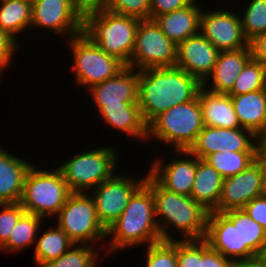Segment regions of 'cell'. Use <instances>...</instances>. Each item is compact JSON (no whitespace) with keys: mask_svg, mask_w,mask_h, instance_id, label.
<instances>
[{"mask_svg":"<svg viewBox=\"0 0 266 267\" xmlns=\"http://www.w3.org/2000/svg\"><path fill=\"white\" fill-rule=\"evenodd\" d=\"M71 193L58 168L39 170L32 164L24 181L20 204L27 213L51 219L59 213Z\"/></svg>","mask_w":266,"mask_h":267,"instance_id":"cell-6","label":"cell"},{"mask_svg":"<svg viewBox=\"0 0 266 267\" xmlns=\"http://www.w3.org/2000/svg\"><path fill=\"white\" fill-rule=\"evenodd\" d=\"M31 166L0 147V203H20Z\"/></svg>","mask_w":266,"mask_h":267,"instance_id":"cell-22","label":"cell"},{"mask_svg":"<svg viewBox=\"0 0 266 267\" xmlns=\"http://www.w3.org/2000/svg\"><path fill=\"white\" fill-rule=\"evenodd\" d=\"M36 239L34 260L38 267L59 258L75 244L59 227L44 231Z\"/></svg>","mask_w":266,"mask_h":267,"instance_id":"cell-30","label":"cell"},{"mask_svg":"<svg viewBox=\"0 0 266 267\" xmlns=\"http://www.w3.org/2000/svg\"><path fill=\"white\" fill-rule=\"evenodd\" d=\"M73 6L84 17L87 13L105 9L106 0H72Z\"/></svg>","mask_w":266,"mask_h":267,"instance_id":"cell-43","label":"cell"},{"mask_svg":"<svg viewBox=\"0 0 266 267\" xmlns=\"http://www.w3.org/2000/svg\"><path fill=\"white\" fill-rule=\"evenodd\" d=\"M3 68L5 69V67H4L3 65L0 64V78H1V76H2V74H3V73H2L3 70H4ZM1 71H2V72H1Z\"/></svg>","mask_w":266,"mask_h":267,"instance_id":"cell-49","label":"cell"},{"mask_svg":"<svg viewBox=\"0 0 266 267\" xmlns=\"http://www.w3.org/2000/svg\"><path fill=\"white\" fill-rule=\"evenodd\" d=\"M0 248L8 241L19 218L26 212L20 203H0Z\"/></svg>","mask_w":266,"mask_h":267,"instance_id":"cell-38","label":"cell"},{"mask_svg":"<svg viewBox=\"0 0 266 267\" xmlns=\"http://www.w3.org/2000/svg\"><path fill=\"white\" fill-rule=\"evenodd\" d=\"M145 267H178L177 239L160 241L147 246Z\"/></svg>","mask_w":266,"mask_h":267,"instance_id":"cell-36","label":"cell"},{"mask_svg":"<svg viewBox=\"0 0 266 267\" xmlns=\"http://www.w3.org/2000/svg\"><path fill=\"white\" fill-rule=\"evenodd\" d=\"M202 87L194 76L177 66L138 70L137 104L148 125L160 113L193 100Z\"/></svg>","mask_w":266,"mask_h":267,"instance_id":"cell-1","label":"cell"},{"mask_svg":"<svg viewBox=\"0 0 266 267\" xmlns=\"http://www.w3.org/2000/svg\"><path fill=\"white\" fill-rule=\"evenodd\" d=\"M100 116L108 126L120 130L134 138L147 139V124L139 107H103Z\"/></svg>","mask_w":266,"mask_h":267,"instance_id":"cell-28","label":"cell"},{"mask_svg":"<svg viewBox=\"0 0 266 267\" xmlns=\"http://www.w3.org/2000/svg\"><path fill=\"white\" fill-rule=\"evenodd\" d=\"M0 28L13 38L31 27L32 5L25 0H1Z\"/></svg>","mask_w":266,"mask_h":267,"instance_id":"cell-29","label":"cell"},{"mask_svg":"<svg viewBox=\"0 0 266 267\" xmlns=\"http://www.w3.org/2000/svg\"><path fill=\"white\" fill-rule=\"evenodd\" d=\"M225 179L247 169L257 160L256 151L217 152L204 159Z\"/></svg>","mask_w":266,"mask_h":267,"instance_id":"cell-31","label":"cell"},{"mask_svg":"<svg viewBox=\"0 0 266 267\" xmlns=\"http://www.w3.org/2000/svg\"><path fill=\"white\" fill-rule=\"evenodd\" d=\"M126 66L116 76L89 88L95 107H139L137 104L138 70Z\"/></svg>","mask_w":266,"mask_h":267,"instance_id":"cell-16","label":"cell"},{"mask_svg":"<svg viewBox=\"0 0 266 267\" xmlns=\"http://www.w3.org/2000/svg\"><path fill=\"white\" fill-rule=\"evenodd\" d=\"M219 53L220 51L199 32L178 45L176 66L202 83L214 69Z\"/></svg>","mask_w":266,"mask_h":267,"instance_id":"cell-18","label":"cell"},{"mask_svg":"<svg viewBox=\"0 0 266 267\" xmlns=\"http://www.w3.org/2000/svg\"><path fill=\"white\" fill-rule=\"evenodd\" d=\"M240 18L243 34L250 42L266 31V0H251Z\"/></svg>","mask_w":266,"mask_h":267,"instance_id":"cell-35","label":"cell"},{"mask_svg":"<svg viewBox=\"0 0 266 267\" xmlns=\"http://www.w3.org/2000/svg\"><path fill=\"white\" fill-rule=\"evenodd\" d=\"M144 183L153 193L155 219L163 241L175 240L168 232L173 226L180 231L179 235L182 232L187 237L186 240L205 239L209 211L192 197L165 189L148 173ZM166 224L171 227L165 229Z\"/></svg>","mask_w":266,"mask_h":267,"instance_id":"cell-2","label":"cell"},{"mask_svg":"<svg viewBox=\"0 0 266 267\" xmlns=\"http://www.w3.org/2000/svg\"><path fill=\"white\" fill-rule=\"evenodd\" d=\"M233 263L213 250L205 239H177L178 267H232Z\"/></svg>","mask_w":266,"mask_h":267,"instance_id":"cell-24","label":"cell"},{"mask_svg":"<svg viewBox=\"0 0 266 267\" xmlns=\"http://www.w3.org/2000/svg\"><path fill=\"white\" fill-rule=\"evenodd\" d=\"M18 41L13 38L9 33L0 28V64L4 67L9 66V62H12L14 52L18 48Z\"/></svg>","mask_w":266,"mask_h":267,"instance_id":"cell-41","label":"cell"},{"mask_svg":"<svg viewBox=\"0 0 266 267\" xmlns=\"http://www.w3.org/2000/svg\"><path fill=\"white\" fill-rule=\"evenodd\" d=\"M118 158L116 149L106 146L77 153L57 168L71 192L85 193L115 174Z\"/></svg>","mask_w":266,"mask_h":267,"instance_id":"cell-7","label":"cell"},{"mask_svg":"<svg viewBox=\"0 0 266 267\" xmlns=\"http://www.w3.org/2000/svg\"><path fill=\"white\" fill-rule=\"evenodd\" d=\"M266 89V68L251 58L234 82L228 95H240Z\"/></svg>","mask_w":266,"mask_h":267,"instance_id":"cell-33","label":"cell"},{"mask_svg":"<svg viewBox=\"0 0 266 267\" xmlns=\"http://www.w3.org/2000/svg\"><path fill=\"white\" fill-rule=\"evenodd\" d=\"M199 103L202 108L204 126L226 129L241 128L231 96L228 94L213 93L201 87Z\"/></svg>","mask_w":266,"mask_h":267,"instance_id":"cell-23","label":"cell"},{"mask_svg":"<svg viewBox=\"0 0 266 267\" xmlns=\"http://www.w3.org/2000/svg\"><path fill=\"white\" fill-rule=\"evenodd\" d=\"M264 194L263 163L256 160L247 169L223 180L219 202L213 211L243 209L249 201Z\"/></svg>","mask_w":266,"mask_h":267,"instance_id":"cell-12","label":"cell"},{"mask_svg":"<svg viewBox=\"0 0 266 267\" xmlns=\"http://www.w3.org/2000/svg\"><path fill=\"white\" fill-rule=\"evenodd\" d=\"M77 84L88 89L116 76L126 66L108 55L83 33L69 38Z\"/></svg>","mask_w":266,"mask_h":267,"instance_id":"cell-9","label":"cell"},{"mask_svg":"<svg viewBox=\"0 0 266 267\" xmlns=\"http://www.w3.org/2000/svg\"><path fill=\"white\" fill-rule=\"evenodd\" d=\"M27 1L28 3H30L31 5H33L35 2L39 1V0H25Z\"/></svg>","mask_w":266,"mask_h":267,"instance_id":"cell-48","label":"cell"},{"mask_svg":"<svg viewBox=\"0 0 266 267\" xmlns=\"http://www.w3.org/2000/svg\"><path fill=\"white\" fill-rule=\"evenodd\" d=\"M205 240L225 258L240 261L239 222H232L224 213L209 212Z\"/></svg>","mask_w":266,"mask_h":267,"instance_id":"cell-20","label":"cell"},{"mask_svg":"<svg viewBox=\"0 0 266 267\" xmlns=\"http://www.w3.org/2000/svg\"><path fill=\"white\" fill-rule=\"evenodd\" d=\"M140 19L100 10L83 17V31L108 55L129 66Z\"/></svg>","mask_w":266,"mask_h":267,"instance_id":"cell-4","label":"cell"},{"mask_svg":"<svg viewBox=\"0 0 266 267\" xmlns=\"http://www.w3.org/2000/svg\"><path fill=\"white\" fill-rule=\"evenodd\" d=\"M224 178L204 159L197 157V169L190 197L207 211H213L219 202Z\"/></svg>","mask_w":266,"mask_h":267,"instance_id":"cell-26","label":"cell"},{"mask_svg":"<svg viewBox=\"0 0 266 267\" xmlns=\"http://www.w3.org/2000/svg\"><path fill=\"white\" fill-rule=\"evenodd\" d=\"M229 96L241 128L255 135L266 128V89Z\"/></svg>","mask_w":266,"mask_h":267,"instance_id":"cell-25","label":"cell"},{"mask_svg":"<svg viewBox=\"0 0 266 267\" xmlns=\"http://www.w3.org/2000/svg\"><path fill=\"white\" fill-rule=\"evenodd\" d=\"M56 216L58 227L75 244L91 245L108 238L98 221L94 200L86 192H72Z\"/></svg>","mask_w":266,"mask_h":267,"instance_id":"cell-8","label":"cell"},{"mask_svg":"<svg viewBox=\"0 0 266 267\" xmlns=\"http://www.w3.org/2000/svg\"><path fill=\"white\" fill-rule=\"evenodd\" d=\"M145 177L135 179L116 173L92 190L90 195L98 221L106 231L123 213L130 197L145 182Z\"/></svg>","mask_w":266,"mask_h":267,"instance_id":"cell-11","label":"cell"},{"mask_svg":"<svg viewBox=\"0 0 266 267\" xmlns=\"http://www.w3.org/2000/svg\"><path fill=\"white\" fill-rule=\"evenodd\" d=\"M196 1L185 8L174 10L153 19L162 32L176 45L200 32L202 10Z\"/></svg>","mask_w":266,"mask_h":267,"instance_id":"cell-21","label":"cell"},{"mask_svg":"<svg viewBox=\"0 0 266 267\" xmlns=\"http://www.w3.org/2000/svg\"><path fill=\"white\" fill-rule=\"evenodd\" d=\"M43 220L41 216L25 212L11 231L8 241L0 250L17 252L36 243V234L38 230H41L40 225Z\"/></svg>","mask_w":266,"mask_h":267,"instance_id":"cell-32","label":"cell"},{"mask_svg":"<svg viewBox=\"0 0 266 267\" xmlns=\"http://www.w3.org/2000/svg\"><path fill=\"white\" fill-rule=\"evenodd\" d=\"M243 210L266 231V194L249 201Z\"/></svg>","mask_w":266,"mask_h":267,"instance_id":"cell-40","label":"cell"},{"mask_svg":"<svg viewBox=\"0 0 266 267\" xmlns=\"http://www.w3.org/2000/svg\"><path fill=\"white\" fill-rule=\"evenodd\" d=\"M204 128L198 95L191 101L160 113L147 125V139L173 144L176 150H189Z\"/></svg>","mask_w":266,"mask_h":267,"instance_id":"cell-5","label":"cell"},{"mask_svg":"<svg viewBox=\"0 0 266 267\" xmlns=\"http://www.w3.org/2000/svg\"><path fill=\"white\" fill-rule=\"evenodd\" d=\"M256 260L264 267H266V242L262 245L259 253L256 256Z\"/></svg>","mask_w":266,"mask_h":267,"instance_id":"cell-46","label":"cell"},{"mask_svg":"<svg viewBox=\"0 0 266 267\" xmlns=\"http://www.w3.org/2000/svg\"><path fill=\"white\" fill-rule=\"evenodd\" d=\"M31 13V27H43L58 35H68V38L83 31V16L73 6L72 0H39L32 5Z\"/></svg>","mask_w":266,"mask_h":267,"instance_id":"cell-13","label":"cell"},{"mask_svg":"<svg viewBox=\"0 0 266 267\" xmlns=\"http://www.w3.org/2000/svg\"><path fill=\"white\" fill-rule=\"evenodd\" d=\"M251 58L250 46L238 50L220 51L214 69L202 82V88L208 90L207 83L211 78L212 85L208 91L228 94L232 90L238 75Z\"/></svg>","mask_w":266,"mask_h":267,"instance_id":"cell-19","label":"cell"},{"mask_svg":"<svg viewBox=\"0 0 266 267\" xmlns=\"http://www.w3.org/2000/svg\"><path fill=\"white\" fill-rule=\"evenodd\" d=\"M105 10L148 20L150 19V0H106Z\"/></svg>","mask_w":266,"mask_h":267,"instance_id":"cell-37","label":"cell"},{"mask_svg":"<svg viewBox=\"0 0 266 267\" xmlns=\"http://www.w3.org/2000/svg\"><path fill=\"white\" fill-rule=\"evenodd\" d=\"M176 152L186 158L177 160L174 157L165 166L161 159H157L148 173L165 189L190 196L196 175L197 157L189 150H176Z\"/></svg>","mask_w":266,"mask_h":267,"instance_id":"cell-17","label":"cell"},{"mask_svg":"<svg viewBox=\"0 0 266 267\" xmlns=\"http://www.w3.org/2000/svg\"><path fill=\"white\" fill-rule=\"evenodd\" d=\"M228 10L201 13L200 32L219 51L249 47L243 34L241 18Z\"/></svg>","mask_w":266,"mask_h":267,"instance_id":"cell-15","label":"cell"},{"mask_svg":"<svg viewBox=\"0 0 266 267\" xmlns=\"http://www.w3.org/2000/svg\"><path fill=\"white\" fill-rule=\"evenodd\" d=\"M177 47L154 20H140L128 67H138L139 70L174 67L177 63Z\"/></svg>","mask_w":266,"mask_h":267,"instance_id":"cell-10","label":"cell"},{"mask_svg":"<svg viewBox=\"0 0 266 267\" xmlns=\"http://www.w3.org/2000/svg\"><path fill=\"white\" fill-rule=\"evenodd\" d=\"M195 0H150V20L191 5Z\"/></svg>","mask_w":266,"mask_h":267,"instance_id":"cell-39","label":"cell"},{"mask_svg":"<svg viewBox=\"0 0 266 267\" xmlns=\"http://www.w3.org/2000/svg\"><path fill=\"white\" fill-rule=\"evenodd\" d=\"M74 244L62 256L43 264L41 267H96L97 254L95 246ZM91 247V248H90Z\"/></svg>","mask_w":266,"mask_h":267,"instance_id":"cell-34","label":"cell"},{"mask_svg":"<svg viewBox=\"0 0 266 267\" xmlns=\"http://www.w3.org/2000/svg\"><path fill=\"white\" fill-rule=\"evenodd\" d=\"M255 142L256 135L248 129L204 126L189 151L199 159H205L217 152L256 151Z\"/></svg>","mask_w":266,"mask_h":267,"instance_id":"cell-14","label":"cell"},{"mask_svg":"<svg viewBox=\"0 0 266 267\" xmlns=\"http://www.w3.org/2000/svg\"><path fill=\"white\" fill-rule=\"evenodd\" d=\"M232 267H264L256 259L250 261L234 262Z\"/></svg>","mask_w":266,"mask_h":267,"instance_id":"cell-45","label":"cell"},{"mask_svg":"<svg viewBox=\"0 0 266 267\" xmlns=\"http://www.w3.org/2000/svg\"><path fill=\"white\" fill-rule=\"evenodd\" d=\"M252 58L266 68V31L249 42Z\"/></svg>","mask_w":266,"mask_h":267,"instance_id":"cell-42","label":"cell"},{"mask_svg":"<svg viewBox=\"0 0 266 267\" xmlns=\"http://www.w3.org/2000/svg\"><path fill=\"white\" fill-rule=\"evenodd\" d=\"M224 214L232 221L239 222L240 261L256 259L262 245L266 242V231L243 209L229 210Z\"/></svg>","mask_w":266,"mask_h":267,"instance_id":"cell-27","label":"cell"},{"mask_svg":"<svg viewBox=\"0 0 266 267\" xmlns=\"http://www.w3.org/2000/svg\"><path fill=\"white\" fill-rule=\"evenodd\" d=\"M111 236L108 253L139 244H155L162 241L155 219L154 198L151 189L143 183L130 197L120 217L107 229Z\"/></svg>","mask_w":266,"mask_h":267,"instance_id":"cell-3","label":"cell"},{"mask_svg":"<svg viewBox=\"0 0 266 267\" xmlns=\"http://www.w3.org/2000/svg\"><path fill=\"white\" fill-rule=\"evenodd\" d=\"M263 163V172H264V192L266 194V161H261Z\"/></svg>","mask_w":266,"mask_h":267,"instance_id":"cell-47","label":"cell"},{"mask_svg":"<svg viewBox=\"0 0 266 267\" xmlns=\"http://www.w3.org/2000/svg\"><path fill=\"white\" fill-rule=\"evenodd\" d=\"M257 160L266 161V128L256 135Z\"/></svg>","mask_w":266,"mask_h":267,"instance_id":"cell-44","label":"cell"}]
</instances>
